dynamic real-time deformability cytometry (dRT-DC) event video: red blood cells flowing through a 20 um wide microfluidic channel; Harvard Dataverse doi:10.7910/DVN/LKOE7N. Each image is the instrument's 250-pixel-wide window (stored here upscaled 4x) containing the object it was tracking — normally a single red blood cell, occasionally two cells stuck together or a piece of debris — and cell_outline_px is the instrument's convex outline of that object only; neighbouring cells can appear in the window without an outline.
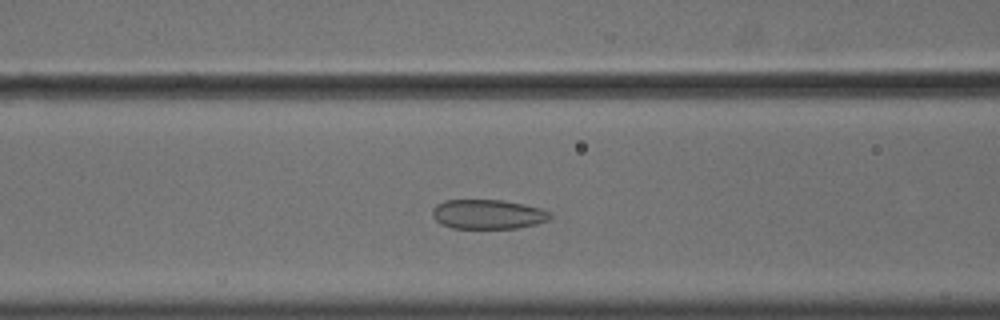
{"species": "common noctule bat (a hibernating species)", "species_latin": "Nyctalus noctula", "temperature_condition": "cold", "stored_images_in_passage": 50, "camera_frame_rate_fps": 3000, "um_per_image_px": 0.085, "animal": {"sex": "male", "body_mass_g": 18.8}, "frame": {"image": 1, "passage_image": 18, "time_ms": 5.667, "image_size_px": [1000, 320], "cell_outline_px": [[552, 216], [548, 220], [536, 224], [516, 228], [452, 228], [440, 224], [432, 216], [432, 208], [436, 204], [444, 200], [504, 200], [524, 204], [540, 208], [552, 212]], "centroid_in_image_um": [41.46, 18.21], "position_along_channel_um": 125.1, "area_um2": 20.4}}
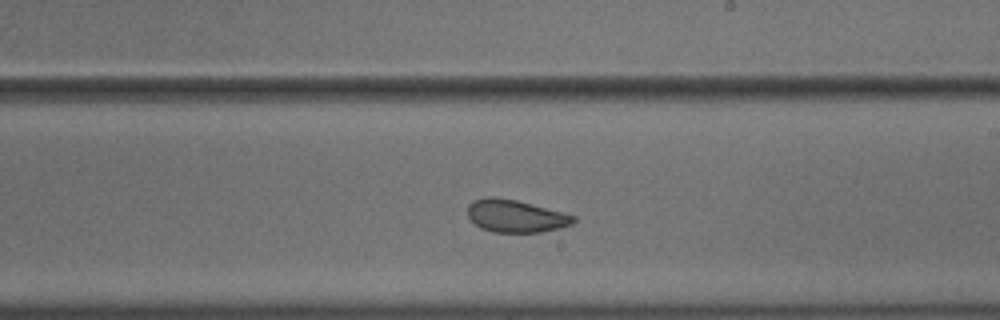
{"frame": {"image": 2, "passage_image": 28, "time_ms": 9.0, "image_size_px": [1000, 320], "cell_outline_px": [[576, 220], [572, 224], [560, 228], [540, 232], [492, 232], [476, 224], [468, 216], [468, 204], [472, 200], [488, 196], [492, 196], [516, 200], [576, 216]], "centroid_in_image_um": [43.82, 18.35], "position_along_channel_um": 245.2, "area_um2": 19.88}}
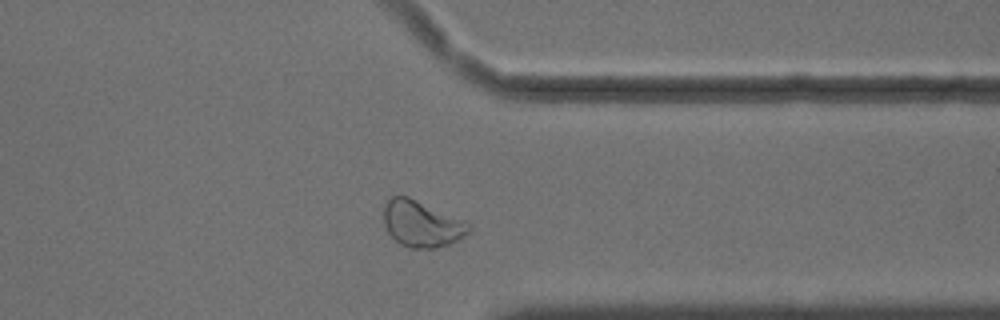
{"frame": {"image": 3, "passage_image": 39, "time_ms": 12.667, "image_size_px": [1000, 320], "cell_outline_px": [[472, 228], [468, 232], [456, 240], [448, 244], [436, 248], [412, 248], [400, 244], [388, 232], [384, 224], [384, 204], [388, 196], [408, 196], [464, 220], [472, 224]], "centroid_in_image_um": [35.82, 19.01], "position_along_channel_um": 375.6, "area_um2": 22.89}, "authors_computed_cell_mechanics": {"area_um2": 22.4264, "velocity_mm_per_s": 3.5919, "shape_relaxation_time_tau1_ms": 7.1931, "shape_relaxation_time_tau2_ms": 2.1486, "deformation_change_tau1": 0.1386, "deformation_change_tau2": 0.0605}}